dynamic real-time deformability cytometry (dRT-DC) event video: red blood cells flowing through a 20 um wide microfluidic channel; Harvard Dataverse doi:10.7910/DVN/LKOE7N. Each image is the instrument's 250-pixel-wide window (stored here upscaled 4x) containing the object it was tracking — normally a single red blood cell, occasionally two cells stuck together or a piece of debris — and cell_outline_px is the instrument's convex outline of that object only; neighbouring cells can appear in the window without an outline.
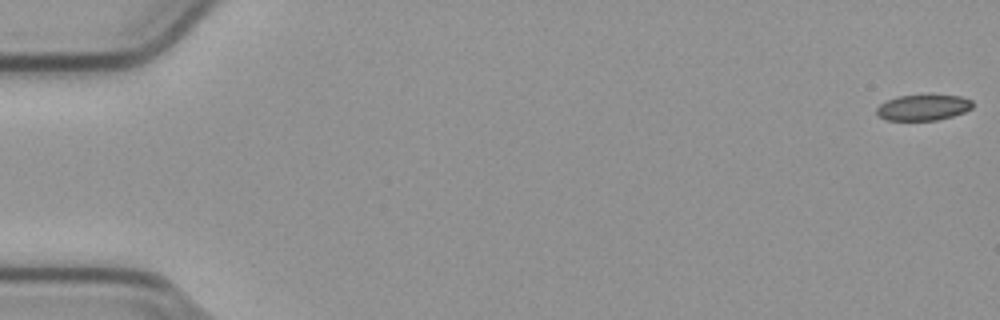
{"species": "common noctule bat (a hibernating species)", "species_latin": "Nyctalus noctula", "temperature_condition": "cold", "stored_images_in_passage": 55, "camera_frame_rate_fps": 3000, "um_per_image_px": 0.085, "animal": {"sex": "male", "body_mass_g": 23.1, "forearm_length_mm": 52.7}, "frame": {"image": 1, "passage_image": 1, "time_ms": 0.0, "image_size_px": [1000, 320], "cell_outline_px": [[972, 108], [964, 112], [952, 116], [936, 120], [888, 120], [880, 116], [876, 112], [876, 108], [880, 104], [896, 96], [924, 92], [960, 96], [972, 100]], "centroid_in_image_um": [78.48, 9.08], "position_along_channel_um": 6.5, "area_um2": 15.03}}
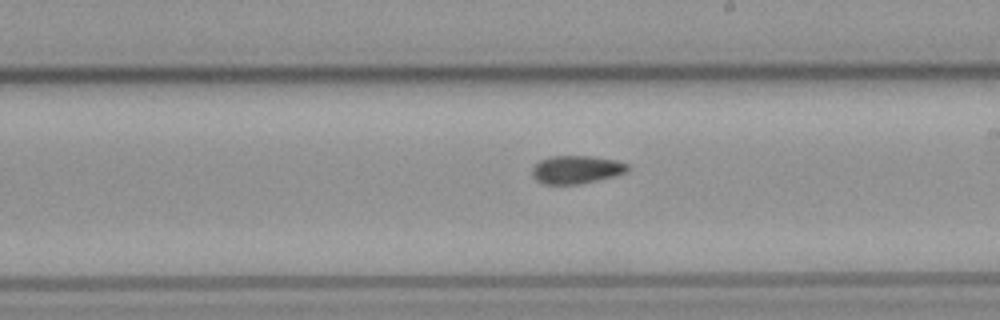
{"frame": {"image": 2, "passage_image": 32, "time_ms": 10.333, "image_size_px": [1000, 320], "cell_outline_px": [[628, 172], [616, 176], [580, 184], [544, 184], [536, 180], [532, 176], [532, 168], [540, 160], [552, 156], [592, 156], [616, 160], [628, 164]], "centroid_in_image_um": [49.01, 14.42], "position_along_channel_um": 240.0, "area_um2": 15.72}}
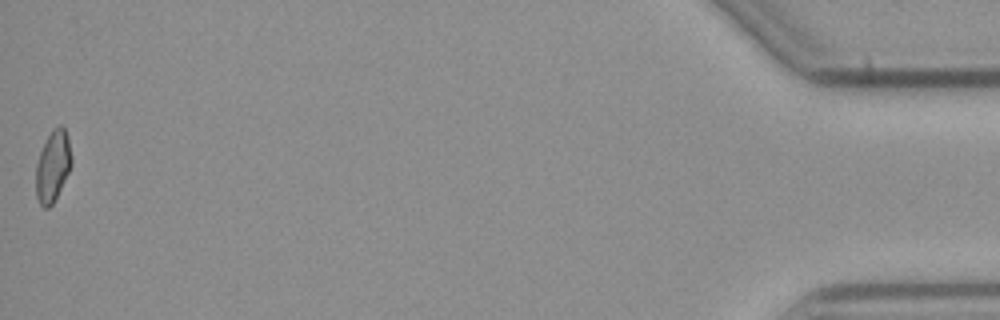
{"frame": {"image": 3, "passage_image": 55, "time_ms": 18.0, "image_size_px": [1000, 320], "cell_outline_px": [[72, 164], [52, 204], [48, 208], [44, 208], [40, 204], [36, 196], [36, 164], [40, 152], [52, 128], [60, 124], [64, 128], [68, 136], [72, 156]], "centroid_in_image_um": [4.49, 14.09], "position_along_channel_um": 430.7, "area_um2": 14.62}, "authors_computed_cell_mechanics": {"area_um2": 15.6638, "velocity_mm_per_s": 3.7996, "shape_relaxation_time_tau1_ms": null, "shape_relaxation_time_tau2_ms": 4.6923, "deformation_change_tau1": null, "deformation_change_tau2": 0.0827}}